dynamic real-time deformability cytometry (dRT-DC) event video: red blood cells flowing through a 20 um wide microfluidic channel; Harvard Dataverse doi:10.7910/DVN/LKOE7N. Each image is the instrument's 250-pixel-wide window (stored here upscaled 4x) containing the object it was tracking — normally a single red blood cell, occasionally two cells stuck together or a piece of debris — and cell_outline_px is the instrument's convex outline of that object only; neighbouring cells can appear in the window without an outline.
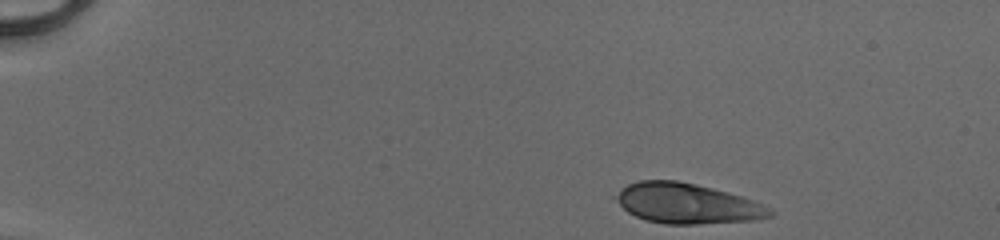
{"species": "human", "species_latin": "Homo sapiens", "temperature_condition": "cold", "stored_images_in_passage": 44, "camera_frame_rate_fps": 3000, "um_per_image_px": 0.085, "donor": {"sex": "male"}, "frame": {"image": 1, "passage_image": 1, "time_ms": 0.0, "image_size_px": [1000, 240], "cell_outline_px": [[776, 212], [772, 216], [756, 220], [696, 224], [664, 224], [644, 220], [628, 212], [612, 196], [628, 184], [640, 180], [676, 180], [696, 184], [728, 192], [752, 200], [772, 208]], "centroid_in_image_um": [58.42, 17.3], "position_along_channel_um": 26.6, "area_um2": 36.18}}
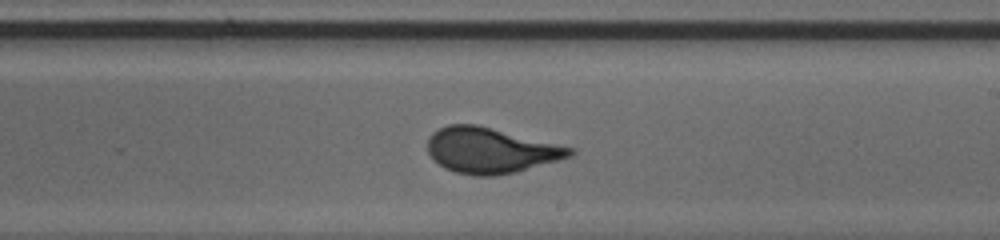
{"frame": {"image": 2, "passage_image": 25, "time_ms": 8.0, "image_size_px": [1000, 240], "cell_outline_px": [[576, 152], [572, 156], [516, 172], [492, 176], [472, 176], [456, 172], [444, 168], [432, 160], [428, 152], [428, 136], [432, 132], [448, 124], [476, 124], [576, 148]], "centroid_in_image_um": [41.69, 12.78], "position_along_channel_um": 247.3, "area_um2": 37.97}}
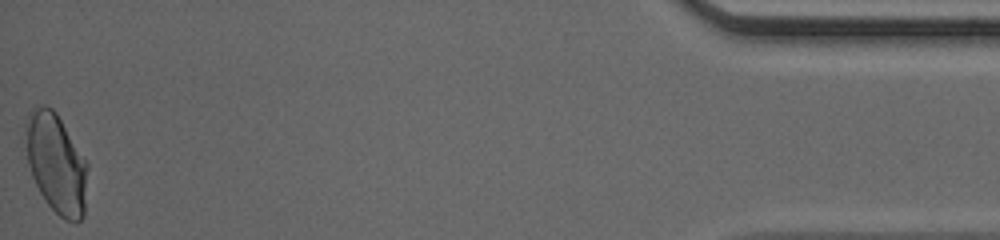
{"frame": {"image": 3, "passage_image": 44, "time_ms": 14.333, "image_size_px": [1000, 240], "cell_outline_px": [[88, 168], [84, 216], [76, 224], [64, 220], [48, 204], [40, 192], [32, 176], [28, 164], [24, 124], [28, 112], [44, 104], [52, 108], [56, 112], [88, 164]], "centroid_in_image_um": [4.78, 13.9], "position_along_channel_um": 430.4, "area_um2": 36.07}, "authors_computed_cell_mechanics": {"area_um2": 36.3562, "velocity_mm_per_s": 4.1257, "shape_relaxation_time_tau1_ms": 5.3258, "shape_relaxation_time_tau2_ms": null, "deformation_change_tau1": 0.1705, "deformation_change_tau2": null}}